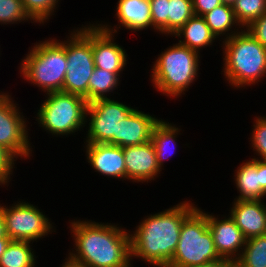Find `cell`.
Wrapping results in <instances>:
<instances>
[{"instance_id":"cell-1","label":"cell","mask_w":266,"mask_h":267,"mask_svg":"<svg viewBox=\"0 0 266 267\" xmlns=\"http://www.w3.org/2000/svg\"><path fill=\"white\" fill-rule=\"evenodd\" d=\"M74 248L68 259L85 267H132L130 231L91 220L70 222ZM74 251V252H73Z\"/></svg>"},{"instance_id":"cell-2","label":"cell","mask_w":266,"mask_h":267,"mask_svg":"<svg viewBox=\"0 0 266 267\" xmlns=\"http://www.w3.org/2000/svg\"><path fill=\"white\" fill-rule=\"evenodd\" d=\"M182 201L164 211L144 217L130 232L131 261L133 257L153 265L167 267L176 250L184 219L197 207Z\"/></svg>"},{"instance_id":"cell-3","label":"cell","mask_w":266,"mask_h":267,"mask_svg":"<svg viewBox=\"0 0 266 267\" xmlns=\"http://www.w3.org/2000/svg\"><path fill=\"white\" fill-rule=\"evenodd\" d=\"M225 79L235 88L243 89L266 78V48L247 30L222 41Z\"/></svg>"},{"instance_id":"cell-4","label":"cell","mask_w":266,"mask_h":267,"mask_svg":"<svg viewBox=\"0 0 266 267\" xmlns=\"http://www.w3.org/2000/svg\"><path fill=\"white\" fill-rule=\"evenodd\" d=\"M199 59L200 53L179 43L166 48L151 69L153 88L170 98L185 94L198 79Z\"/></svg>"},{"instance_id":"cell-5","label":"cell","mask_w":266,"mask_h":267,"mask_svg":"<svg viewBox=\"0 0 266 267\" xmlns=\"http://www.w3.org/2000/svg\"><path fill=\"white\" fill-rule=\"evenodd\" d=\"M24 59L20 74L43 92L62 91L66 76V40L53 38L34 43Z\"/></svg>"},{"instance_id":"cell-6","label":"cell","mask_w":266,"mask_h":267,"mask_svg":"<svg viewBox=\"0 0 266 267\" xmlns=\"http://www.w3.org/2000/svg\"><path fill=\"white\" fill-rule=\"evenodd\" d=\"M220 259L207 223V212L196 207L183 221L180 238L167 267H195Z\"/></svg>"},{"instance_id":"cell-7","label":"cell","mask_w":266,"mask_h":267,"mask_svg":"<svg viewBox=\"0 0 266 267\" xmlns=\"http://www.w3.org/2000/svg\"><path fill=\"white\" fill-rule=\"evenodd\" d=\"M47 96L37 112L39 127L52 136H68L86 125L87 100L62 91L45 93Z\"/></svg>"},{"instance_id":"cell-8","label":"cell","mask_w":266,"mask_h":267,"mask_svg":"<svg viewBox=\"0 0 266 267\" xmlns=\"http://www.w3.org/2000/svg\"><path fill=\"white\" fill-rule=\"evenodd\" d=\"M69 35L66 40L67 66L62 92L80 95L88 102V83L95 69L92 24L73 29Z\"/></svg>"},{"instance_id":"cell-9","label":"cell","mask_w":266,"mask_h":267,"mask_svg":"<svg viewBox=\"0 0 266 267\" xmlns=\"http://www.w3.org/2000/svg\"><path fill=\"white\" fill-rule=\"evenodd\" d=\"M0 208L4 216L6 235L11 240L33 244L55 230L49 218L37 206L26 201H17L11 206L0 204Z\"/></svg>"},{"instance_id":"cell-10","label":"cell","mask_w":266,"mask_h":267,"mask_svg":"<svg viewBox=\"0 0 266 267\" xmlns=\"http://www.w3.org/2000/svg\"><path fill=\"white\" fill-rule=\"evenodd\" d=\"M134 109L112 98L97 99L88 103L86 124L88 121L89 123L86 143H108L113 145V135H117L119 120L126 119ZM87 116H89V120Z\"/></svg>"},{"instance_id":"cell-11","label":"cell","mask_w":266,"mask_h":267,"mask_svg":"<svg viewBox=\"0 0 266 267\" xmlns=\"http://www.w3.org/2000/svg\"><path fill=\"white\" fill-rule=\"evenodd\" d=\"M8 92H0V145L16 158H30L32 146L26 121Z\"/></svg>"},{"instance_id":"cell-12","label":"cell","mask_w":266,"mask_h":267,"mask_svg":"<svg viewBox=\"0 0 266 267\" xmlns=\"http://www.w3.org/2000/svg\"><path fill=\"white\" fill-rule=\"evenodd\" d=\"M217 215L207 213V223L213 237L216 252L220 258L227 259L235 263L245 246L246 239L242 231L237 227L234 220L228 215H223L221 220Z\"/></svg>"},{"instance_id":"cell-13","label":"cell","mask_w":266,"mask_h":267,"mask_svg":"<svg viewBox=\"0 0 266 267\" xmlns=\"http://www.w3.org/2000/svg\"><path fill=\"white\" fill-rule=\"evenodd\" d=\"M114 36L97 22L92 24V53L95 67L114 72L120 77L127 65L128 55L123 47L114 42L116 39Z\"/></svg>"},{"instance_id":"cell-14","label":"cell","mask_w":266,"mask_h":267,"mask_svg":"<svg viewBox=\"0 0 266 267\" xmlns=\"http://www.w3.org/2000/svg\"><path fill=\"white\" fill-rule=\"evenodd\" d=\"M123 154L127 180L137 183L150 182L162 171L151 140L141 145L123 147Z\"/></svg>"},{"instance_id":"cell-15","label":"cell","mask_w":266,"mask_h":267,"mask_svg":"<svg viewBox=\"0 0 266 267\" xmlns=\"http://www.w3.org/2000/svg\"><path fill=\"white\" fill-rule=\"evenodd\" d=\"M160 119L149 113L134 109L123 121L119 120L117 135H113V145L135 146L151 140L154 127Z\"/></svg>"},{"instance_id":"cell-16","label":"cell","mask_w":266,"mask_h":267,"mask_svg":"<svg viewBox=\"0 0 266 267\" xmlns=\"http://www.w3.org/2000/svg\"><path fill=\"white\" fill-rule=\"evenodd\" d=\"M87 162L95 172L106 177L126 180L123 148L108 143H85Z\"/></svg>"},{"instance_id":"cell-17","label":"cell","mask_w":266,"mask_h":267,"mask_svg":"<svg viewBox=\"0 0 266 267\" xmlns=\"http://www.w3.org/2000/svg\"><path fill=\"white\" fill-rule=\"evenodd\" d=\"M229 213L246 240L266 234V203L263 200L234 199Z\"/></svg>"},{"instance_id":"cell-18","label":"cell","mask_w":266,"mask_h":267,"mask_svg":"<svg viewBox=\"0 0 266 267\" xmlns=\"http://www.w3.org/2000/svg\"><path fill=\"white\" fill-rule=\"evenodd\" d=\"M116 14L118 27L99 24L104 30L110 33H117L120 27L134 32L152 28L151 6L149 0H118ZM112 27V28H111Z\"/></svg>"},{"instance_id":"cell-19","label":"cell","mask_w":266,"mask_h":267,"mask_svg":"<svg viewBox=\"0 0 266 267\" xmlns=\"http://www.w3.org/2000/svg\"><path fill=\"white\" fill-rule=\"evenodd\" d=\"M234 181L239 192L236 200H264L266 198V193L261 189L258 159L252 158L240 164L235 170Z\"/></svg>"},{"instance_id":"cell-20","label":"cell","mask_w":266,"mask_h":267,"mask_svg":"<svg viewBox=\"0 0 266 267\" xmlns=\"http://www.w3.org/2000/svg\"><path fill=\"white\" fill-rule=\"evenodd\" d=\"M178 37V43L189 49L200 53V49L213 45L216 36L211 32L202 16L193 15L185 24L174 34ZM184 39H183V38ZM182 38V39H181ZM206 46V47H205Z\"/></svg>"},{"instance_id":"cell-21","label":"cell","mask_w":266,"mask_h":267,"mask_svg":"<svg viewBox=\"0 0 266 267\" xmlns=\"http://www.w3.org/2000/svg\"><path fill=\"white\" fill-rule=\"evenodd\" d=\"M202 17L217 39L221 36H226L224 37V40L231 38L234 34H237L241 32L240 30H243L241 29L243 27L236 19L232 6L227 4H221L220 6L215 7Z\"/></svg>"},{"instance_id":"cell-22","label":"cell","mask_w":266,"mask_h":267,"mask_svg":"<svg viewBox=\"0 0 266 267\" xmlns=\"http://www.w3.org/2000/svg\"><path fill=\"white\" fill-rule=\"evenodd\" d=\"M180 130L181 129L176 125L171 124L168 121L166 122L162 119L153 129L151 142L154 146L157 163L161 170L163 169L162 166L164 164V161L171 155L168 151V148L173 144L176 146L175 141L177 140V135H180L181 133ZM167 152L169 155L166 154Z\"/></svg>"},{"instance_id":"cell-23","label":"cell","mask_w":266,"mask_h":267,"mask_svg":"<svg viewBox=\"0 0 266 267\" xmlns=\"http://www.w3.org/2000/svg\"><path fill=\"white\" fill-rule=\"evenodd\" d=\"M30 244L28 241L11 240L0 258V267H35L37 257Z\"/></svg>"},{"instance_id":"cell-24","label":"cell","mask_w":266,"mask_h":267,"mask_svg":"<svg viewBox=\"0 0 266 267\" xmlns=\"http://www.w3.org/2000/svg\"><path fill=\"white\" fill-rule=\"evenodd\" d=\"M120 78L114 72L95 67L88 83V103L110 98L107 96L118 88Z\"/></svg>"},{"instance_id":"cell-25","label":"cell","mask_w":266,"mask_h":267,"mask_svg":"<svg viewBox=\"0 0 266 267\" xmlns=\"http://www.w3.org/2000/svg\"><path fill=\"white\" fill-rule=\"evenodd\" d=\"M235 267H266V234L246 240Z\"/></svg>"},{"instance_id":"cell-26","label":"cell","mask_w":266,"mask_h":267,"mask_svg":"<svg viewBox=\"0 0 266 267\" xmlns=\"http://www.w3.org/2000/svg\"><path fill=\"white\" fill-rule=\"evenodd\" d=\"M193 15L192 0H169L168 35L173 36Z\"/></svg>"},{"instance_id":"cell-27","label":"cell","mask_w":266,"mask_h":267,"mask_svg":"<svg viewBox=\"0 0 266 267\" xmlns=\"http://www.w3.org/2000/svg\"><path fill=\"white\" fill-rule=\"evenodd\" d=\"M232 8L237 21L244 29L266 13V0H236Z\"/></svg>"},{"instance_id":"cell-28","label":"cell","mask_w":266,"mask_h":267,"mask_svg":"<svg viewBox=\"0 0 266 267\" xmlns=\"http://www.w3.org/2000/svg\"><path fill=\"white\" fill-rule=\"evenodd\" d=\"M25 11L37 24H44L54 15L59 0H21ZM39 22V23H38Z\"/></svg>"},{"instance_id":"cell-29","label":"cell","mask_w":266,"mask_h":267,"mask_svg":"<svg viewBox=\"0 0 266 267\" xmlns=\"http://www.w3.org/2000/svg\"><path fill=\"white\" fill-rule=\"evenodd\" d=\"M32 22L21 0H0V24H14L22 21Z\"/></svg>"},{"instance_id":"cell-30","label":"cell","mask_w":266,"mask_h":267,"mask_svg":"<svg viewBox=\"0 0 266 267\" xmlns=\"http://www.w3.org/2000/svg\"><path fill=\"white\" fill-rule=\"evenodd\" d=\"M256 118L250 137L251 148L255 151L254 154L259 156L254 159L266 160V116H256Z\"/></svg>"},{"instance_id":"cell-31","label":"cell","mask_w":266,"mask_h":267,"mask_svg":"<svg viewBox=\"0 0 266 267\" xmlns=\"http://www.w3.org/2000/svg\"><path fill=\"white\" fill-rule=\"evenodd\" d=\"M151 6L152 29L168 36L169 0H149Z\"/></svg>"},{"instance_id":"cell-32","label":"cell","mask_w":266,"mask_h":267,"mask_svg":"<svg viewBox=\"0 0 266 267\" xmlns=\"http://www.w3.org/2000/svg\"><path fill=\"white\" fill-rule=\"evenodd\" d=\"M17 158L6 148L0 145V185H7L14 171ZM13 169V170H12Z\"/></svg>"},{"instance_id":"cell-33","label":"cell","mask_w":266,"mask_h":267,"mask_svg":"<svg viewBox=\"0 0 266 267\" xmlns=\"http://www.w3.org/2000/svg\"><path fill=\"white\" fill-rule=\"evenodd\" d=\"M245 30L266 48V13L253 20Z\"/></svg>"},{"instance_id":"cell-34","label":"cell","mask_w":266,"mask_h":267,"mask_svg":"<svg viewBox=\"0 0 266 267\" xmlns=\"http://www.w3.org/2000/svg\"><path fill=\"white\" fill-rule=\"evenodd\" d=\"M194 15L203 16L222 4L221 0H192Z\"/></svg>"},{"instance_id":"cell-35","label":"cell","mask_w":266,"mask_h":267,"mask_svg":"<svg viewBox=\"0 0 266 267\" xmlns=\"http://www.w3.org/2000/svg\"><path fill=\"white\" fill-rule=\"evenodd\" d=\"M195 267H235V263L227 259L220 258L215 261H211Z\"/></svg>"},{"instance_id":"cell-36","label":"cell","mask_w":266,"mask_h":267,"mask_svg":"<svg viewBox=\"0 0 266 267\" xmlns=\"http://www.w3.org/2000/svg\"><path fill=\"white\" fill-rule=\"evenodd\" d=\"M258 173L261 178V189L266 193V160H258Z\"/></svg>"},{"instance_id":"cell-37","label":"cell","mask_w":266,"mask_h":267,"mask_svg":"<svg viewBox=\"0 0 266 267\" xmlns=\"http://www.w3.org/2000/svg\"><path fill=\"white\" fill-rule=\"evenodd\" d=\"M10 242L11 239L7 235L0 237V258Z\"/></svg>"},{"instance_id":"cell-38","label":"cell","mask_w":266,"mask_h":267,"mask_svg":"<svg viewBox=\"0 0 266 267\" xmlns=\"http://www.w3.org/2000/svg\"><path fill=\"white\" fill-rule=\"evenodd\" d=\"M5 221H4V216L0 208V237L5 236Z\"/></svg>"},{"instance_id":"cell-39","label":"cell","mask_w":266,"mask_h":267,"mask_svg":"<svg viewBox=\"0 0 266 267\" xmlns=\"http://www.w3.org/2000/svg\"><path fill=\"white\" fill-rule=\"evenodd\" d=\"M65 260L66 261L63 264H61L62 265L61 267H85V266L72 262L67 257L65 258Z\"/></svg>"},{"instance_id":"cell-40","label":"cell","mask_w":266,"mask_h":267,"mask_svg":"<svg viewBox=\"0 0 266 267\" xmlns=\"http://www.w3.org/2000/svg\"><path fill=\"white\" fill-rule=\"evenodd\" d=\"M236 0H221L222 4H227L232 6Z\"/></svg>"}]
</instances>
